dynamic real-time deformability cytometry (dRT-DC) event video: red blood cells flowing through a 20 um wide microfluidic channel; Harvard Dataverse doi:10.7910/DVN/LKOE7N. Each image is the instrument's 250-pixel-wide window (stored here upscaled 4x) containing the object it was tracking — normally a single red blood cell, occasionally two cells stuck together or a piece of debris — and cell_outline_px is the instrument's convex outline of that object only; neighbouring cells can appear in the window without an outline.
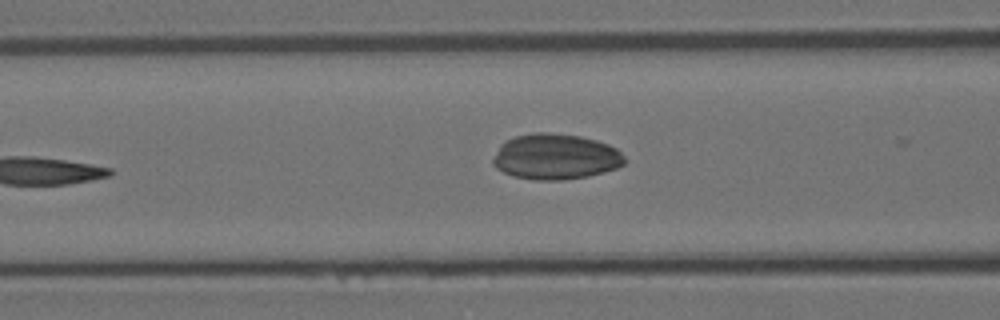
{"species": "Egyptian fruit bat (a non-hibernating species)", "species_latin": "Rousettus aegyptiacus", "temperature_condition": "room temperature", "stored_images_in_passage": 16, "camera_frame_rate_fps": 3000, "um_per_image_px": 0.085, "animal": {"sex": "female"}, "frame": {"image": 1, "passage_image": 8, "time_ms": 2.333, "image_size_px": [1000, 320], "cell_outline_px": [[628, 160], [624, 164], [616, 168], [604, 172], [588, 176], [560, 180], [536, 180], [512, 176], [496, 168], [492, 164], [492, 160], [500, 144], [516, 136], [532, 132], [548, 132], [580, 136], [596, 140], [608, 144], [616, 148]], "centroid_in_image_um": [47.22, 13.32], "position_along_channel_um": 119.4, "area_um2": 35.14}}